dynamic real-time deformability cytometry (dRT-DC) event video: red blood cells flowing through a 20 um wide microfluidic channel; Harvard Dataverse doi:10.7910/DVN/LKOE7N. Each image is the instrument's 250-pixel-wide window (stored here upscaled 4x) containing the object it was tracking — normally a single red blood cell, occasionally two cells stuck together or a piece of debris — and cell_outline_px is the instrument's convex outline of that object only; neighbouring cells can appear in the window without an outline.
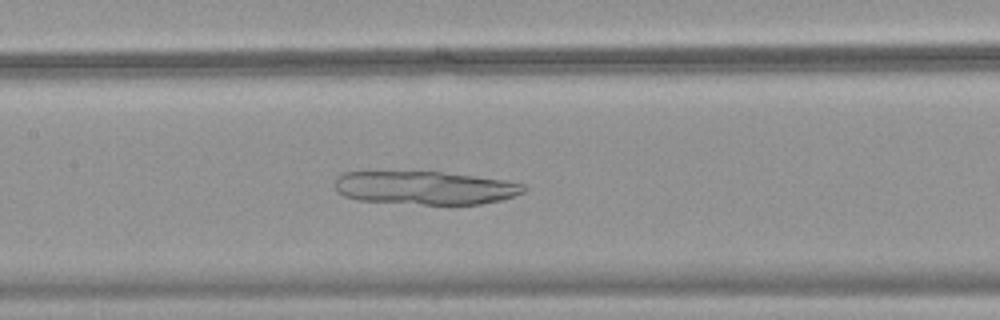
{"species": "common noctule bat (a hibernating species)", "species_latin": "Nyctalus noctula", "temperature_condition": "warm", "stored_images_in_passage": 37, "camera_frame_rate_fps": 3000, "um_per_image_px": 0.085, "animal": {"sex": "female", "body_mass_g": 18.4}, "frame": {"image": 1, "passage_image": 12, "time_ms": 3.667, "image_size_px": [1000, 320], "cell_outline_px": [[528, 188], [524, 192], [500, 200], [480, 204], [420, 204], [360, 200], [344, 196], [336, 192], [336, 180], [344, 172], [440, 172], [504, 180], [524, 184]], "centroid_in_image_um": [36.15, 15.97], "position_along_channel_um": 171.3, "area_um2": 36.24}}
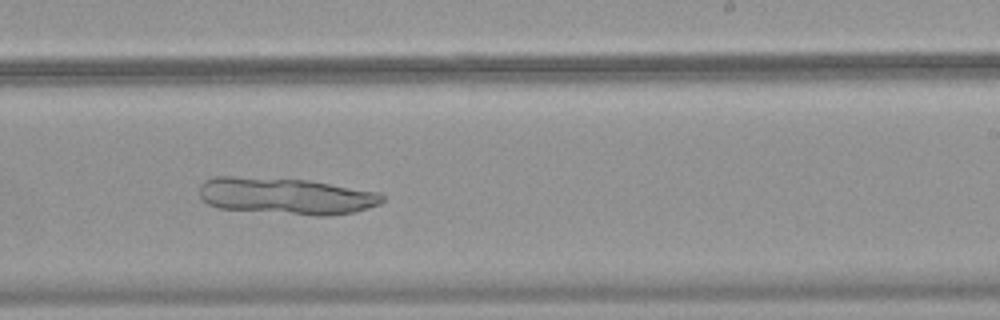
{"frame": {"image": 2, "passage_image": 19, "time_ms": 6.0, "image_size_px": [1000, 320], "cell_outline_px": [[384, 200], [380, 204], [356, 212], [328, 216], [316, 216], [216, 208], [208, 204], [200, 196], [200, 184], [204, 180], [212, 176], [232, 176], [308, 180], [380, 192], [384, 196]], "centroid_in_image_um": [24.32, 16.66], "position_along_channel_um": 264.7, "area_um2": 39.48}}
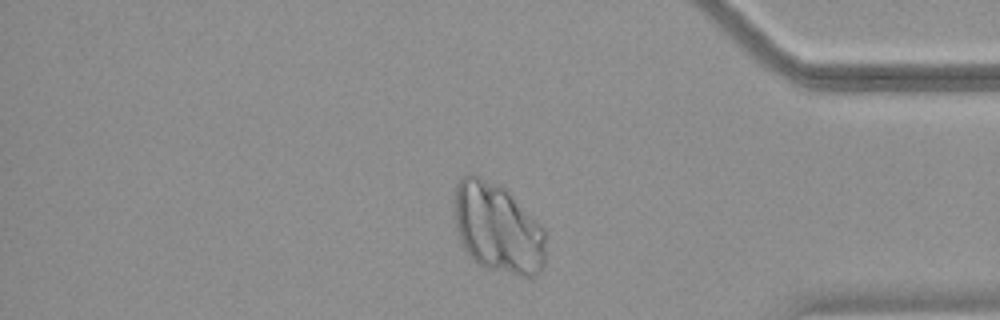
{"frame": {"image": 3, "passage_image": 30, "time_ms": 9.667, "image_size_px": [1000, 320], "cell_outline_px": [[544, 264], [540, 272], [536, 276], [520, 276], [480, 264], [464, 248], [460, 240], [456, 228], [452, 200], [456, 184], [460, 176], [468, 172], [472, 172], [504, 188], [544, 228]], "centroid_in_image_um": [42.25, 19.33], "position_along_channel_um": 392.9, "area_um2": 47.69}}